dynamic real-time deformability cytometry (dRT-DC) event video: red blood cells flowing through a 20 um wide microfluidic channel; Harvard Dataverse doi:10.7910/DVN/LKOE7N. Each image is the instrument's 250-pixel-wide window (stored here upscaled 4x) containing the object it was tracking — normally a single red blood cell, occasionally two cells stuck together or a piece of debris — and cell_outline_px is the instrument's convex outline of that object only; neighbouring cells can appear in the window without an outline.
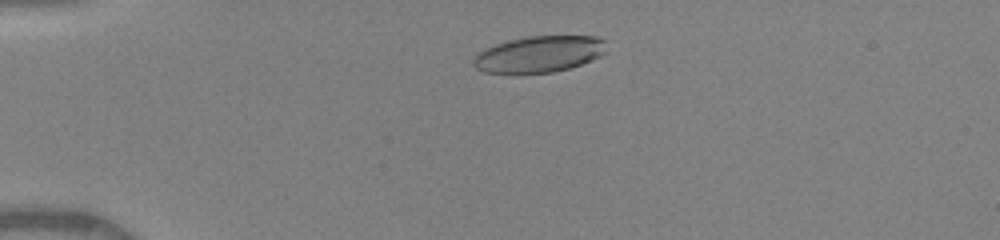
{"species": "human", "species_latin": "Homo sapiens", "temperature_condition": "warm", "stored_images_in_passage": 44, "camera_frame_rate_fps": 3000, "um_per_image_px": 0.085, "donor": {"sex": "female"}, "frame": {"image": 1, "passage_image": 7, "time_ms": 2.0, "image_size_px": [1000, 240], "cell_outline_px": [[608, 52], [600, 56], [580, 64], [568, 68], [552, 72], [516, 76], [484, 72], [476, 68], [472, 64], [472, 60], [480, 52], [496, 44], [508, 40], [528, 36], [596, 36], [604, 40]], "centroid_in_image_um": [45.8, 4.64], "position_along_channel_um": 39.2, "area_um2": 28.78}}
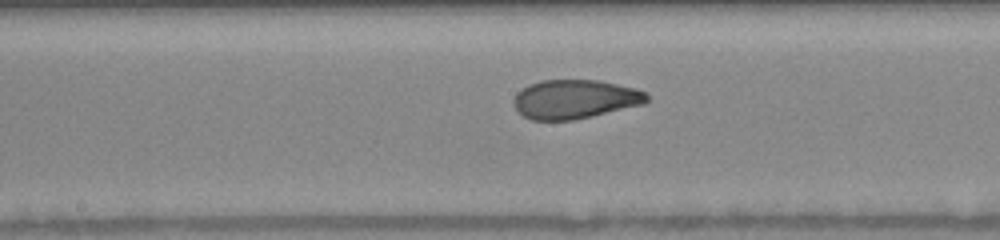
{"frame": {"image": 2, "passage_image": 22, "time_ms": 7.0, "image_size_px": [1000, 240], "cell_outline_px": [[648, 100], [644, 104], [592, 116], [572, 120], [532, 120], [524, 116], [516, 108], [512, 100], [516, 92], [528, 84], [540, 80], [600, 80], [636, 88], [648, 92]], "centroid_in_image_um": [48.87, 8.42], "position_along_channel_um": 199.3, "area_um2": 30.46}}
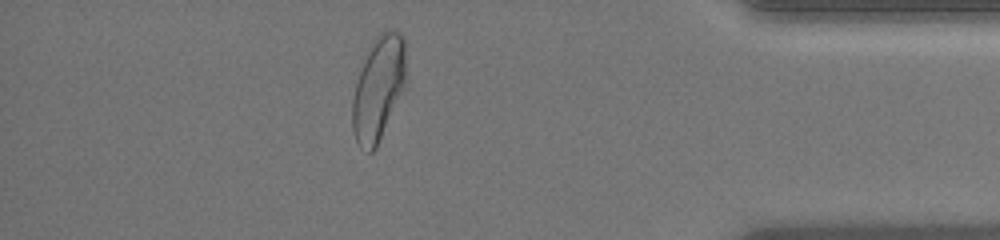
{"frame": {"image": 3, "passage_image": 39, "time_ms": 12.667, "image_size_px": [1000, 240], "cell_outline_px": [[404, 80], [400, 92], [376, 148], [372, 152], [368, 152], [360, 148], [356, 140], [352, 128], [352, 100], [356, 84], [364, 60], [372, 40], [376, 36], [388, 28], [400, 32], [404, 36]], "centroid_in_image_um": [32.12, 7.48], "position_along_channel_um": 403.1, "area_um2": 31.56}, "authors_computed_cell_mechanics": {"area_um2": 30.7496, "velocity_mm_per_s": 4.1139, "shape_relaxation_time_tau1_ms": 5.3827, "shape_relaxation_time_tau2_ms": 0.9687, "deformation_change_tau1": 0.2165, "deformation_change_tau2": 0.0667}}